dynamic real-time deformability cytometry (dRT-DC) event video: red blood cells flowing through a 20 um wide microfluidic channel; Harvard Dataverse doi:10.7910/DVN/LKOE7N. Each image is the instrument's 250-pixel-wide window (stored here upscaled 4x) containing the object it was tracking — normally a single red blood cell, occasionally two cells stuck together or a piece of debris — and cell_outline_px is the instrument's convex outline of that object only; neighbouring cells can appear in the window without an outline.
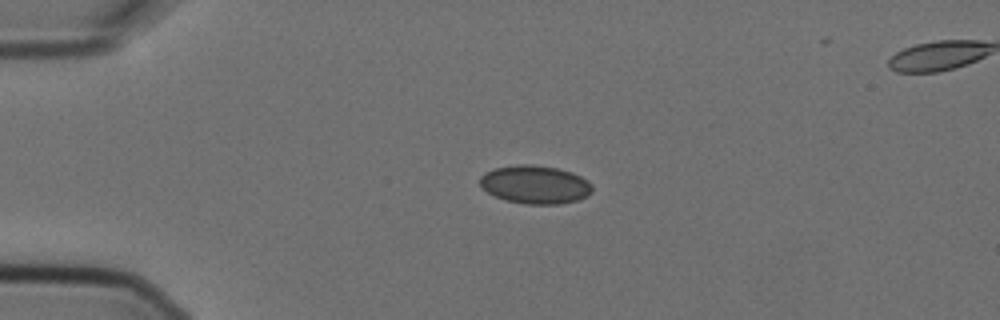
{"species": "Egyptian fruit bat (a non-hibernating species)", "species_latin": "Rousettus aegyptiacus", "temperature_condition": "cold", "stored_images_in_passage": 5, "camera_frame_rate_fps": 3000, "um_per_image_px": 0.085, "animal": {"sex": "female"}, "frame": {"image": 1, "passage_image": 3, "time_ms": 0.667, "image_size_px": [1000, 320], "cell_outline_px": [[592, 192], [588, 196], [576, 200], [560, 204], [524, 204], [504, 200], [480, 188], [480, 176], [484, 172], [496, 168], [520, 164], [532, 164], [556, 168], [572, 172], [588, 180], [592, 184]], "centroid_in_image_um": [45.48, 15.69], "position_along_channel_um": 39.5, "area_um2": 25.2}}